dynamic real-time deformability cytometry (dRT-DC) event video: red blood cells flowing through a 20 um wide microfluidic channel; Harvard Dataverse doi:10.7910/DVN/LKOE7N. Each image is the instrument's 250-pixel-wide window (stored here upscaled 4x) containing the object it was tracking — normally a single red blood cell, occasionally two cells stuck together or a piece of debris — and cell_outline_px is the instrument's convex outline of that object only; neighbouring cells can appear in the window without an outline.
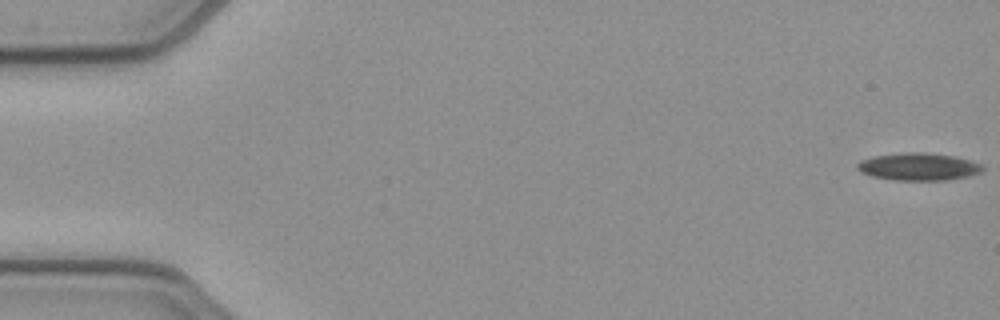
{"species": "common noctule bat (a hibernating species)", "species_latin": "Nyctalus noctula", "temperature_condition": "cold", "stored_images_in_passage": 52, "camera_frame_rate_fps": 3000, "um_per_image_px": 0.085, "animal": {"sex": "female", "body_mass_g": 21.9}, "frame": {"image": 1, "passage_image": 1, "time_ms": 0.0, "image_size_px": [1000, 320], "cell_outline_px": [[984, 168], [980, 172], [968, 176], [948, 180], [892, 180], [872, 176], [860, 172], [856, 168], [856, 164], [860, 160], [872, 156], [904, 152], [924, 152], [952, 156], [972, 160], [984, 164]], "centroid_in_image_um": [78.06, 14.16], "position_along_channel_um": 6.9, "area_um2": 20.29}}
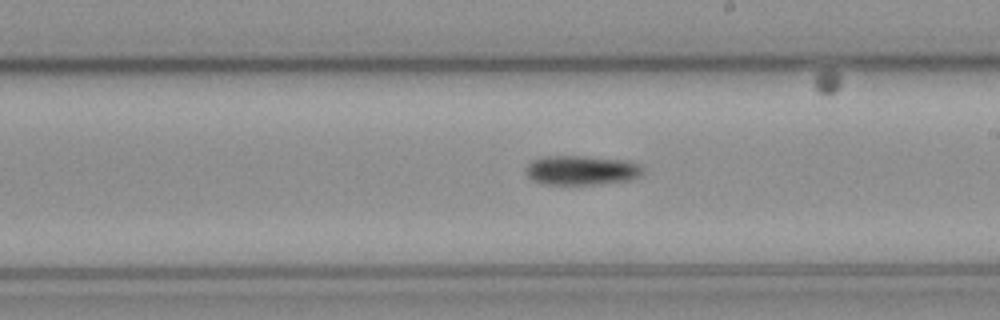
{"frame": {"image": 2, "passage_image": 30, "time_ms": 9.667, "image_size_px": [1000, 320], "cell_outline_px": [[644, 172], [640, 176], [632, 180], [600, 184], [544, 184], [532, 180], [528, 176], [528, 164], [532, 160], [544, 156], [584, 156], [632, 160], [640, 164], [644, 168]], "centroid_in_image_um": [49.53, 14.46], "position_along_channel_um": 239.5, "area_um2": 20.35}}
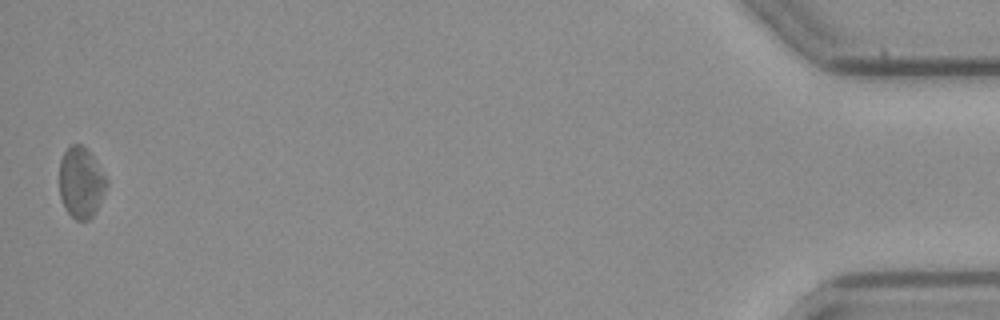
{"frame": {"image": 3, "passage_image": 52, "time_ms": 17.0, "image_size_px": [1000, 320], "cell_outline_px": [[108, 184], [92, 216], [88, 220], [76, 220], [68, 212], [60, 196], [60, 160], [64, 152], [72, 144], [80, 144], [92, 156], [108, 180]], "centroid_in_image_um": [6.88, 15.51], "position_along_channel_um": 428.3, "area_um2": 18.96}, "authors_computed_cell_mechanics": {"area_um2": 19.8254, "velocity_mm_per_s": 3.9037, "shape_relaxation_time_tau1_ms": 2.1124, "shape_relaxation_time_tau2_ms": null, "deformation_change_tau1": 0.0768, "deformation_change_tau2": null}}